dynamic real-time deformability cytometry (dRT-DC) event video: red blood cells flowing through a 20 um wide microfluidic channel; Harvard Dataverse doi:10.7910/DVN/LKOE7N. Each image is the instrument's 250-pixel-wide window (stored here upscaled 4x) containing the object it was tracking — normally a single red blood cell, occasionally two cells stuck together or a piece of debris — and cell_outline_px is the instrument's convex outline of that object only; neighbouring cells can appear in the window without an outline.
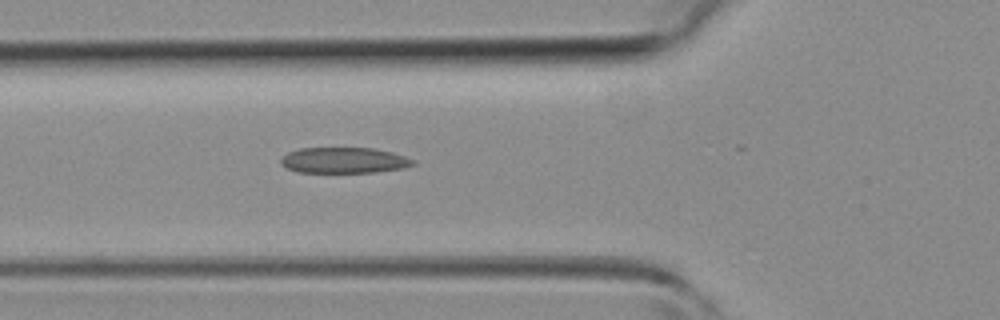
{"species": "common noctule bat (a hibernating species)", "species_latin": "Nyctalus noctula", "temperature_condition": "room temperature", "stored_images_in_passage": 13, "camera_frame_rate_fps": 3000, "um_per_image_px": 0.085, "animal": {"sex": "female", "body_mass_g": 19.3, "forearm_length_mm": 54.1}, "frame": {"image": 1, "passage_image": 10, "time_ms": 3.0, "image_size_px": [1000, 320], "cell_outline_px": [[416, 164], [404, 168], [376, 172], [296, 172], [280, 164], [280, 160], [288, 152], [300, 148], [376, 148], [392, 152], [416, 160]], "centroid_in_image_um": [29.27, 13.62], "position_along_channel_um": 96.5, "area_um2": 19.94}}
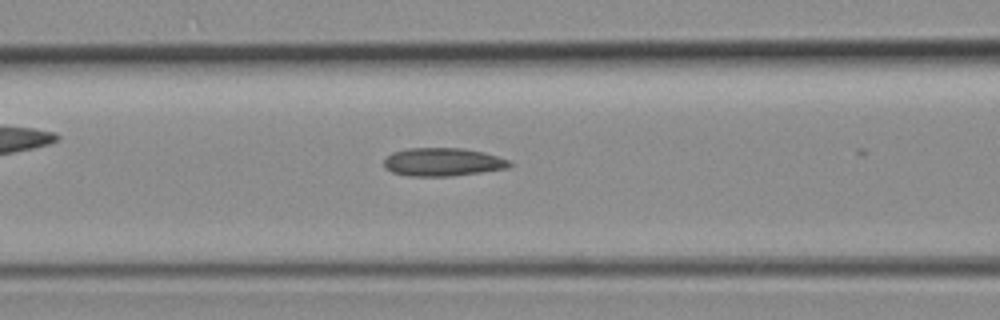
{"frame": {"image": 2, "passage_image": 12, "time_ms": 3.667, "image_size_px": [1000, 320], "cell_outline_px": [[512, 164], [508, 168], [452, 176], [408, 176], [392, 172], [384, 168], [384, 160], [392, 152], [408, 148], [464, 148], [484, 152], [512, 160]], "centroid_in_image_um": [37.65, 13.77], "position_along_channel_um": 129.0, "area_um2": 20.81}}